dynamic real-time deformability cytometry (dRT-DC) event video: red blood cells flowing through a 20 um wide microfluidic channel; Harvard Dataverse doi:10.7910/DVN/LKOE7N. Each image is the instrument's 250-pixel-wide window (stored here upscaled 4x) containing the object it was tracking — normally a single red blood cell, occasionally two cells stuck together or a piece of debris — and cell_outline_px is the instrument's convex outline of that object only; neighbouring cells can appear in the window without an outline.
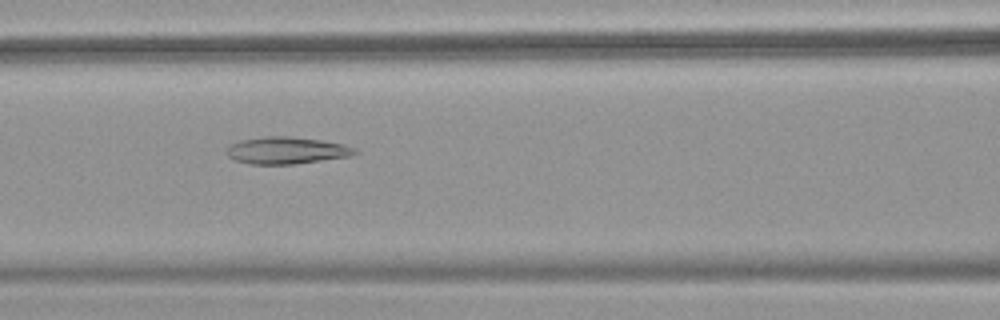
{"species": "common noctule bat (a hibernating species)", "species_latin": "Nyctalus noctula", "temperature_condition": "warm", "stored_images_in_passage": 43, "camera_frame_rate_fps": 3000, "um_per_image_px": 0.085, "animal": {"sex": "female", "body_mass_g": 18.4}, "frame": {"image": 1, "passage_image": 14, "time_ms": 4.333, "image_size_px": [1000, 320], "cell_outline_px": [[360, 152], [348, 156], [296, 164], [248, 164], [236, 160], [228, 156], [228, 144], [240, 140], [264, 136], [292, 136], [320, 140], [344, 144], [356, 148]], "centroid_in_image_um": [24.35, 12.78], "position_along_channel_um": 142.2, "area_um2": 20.23}}
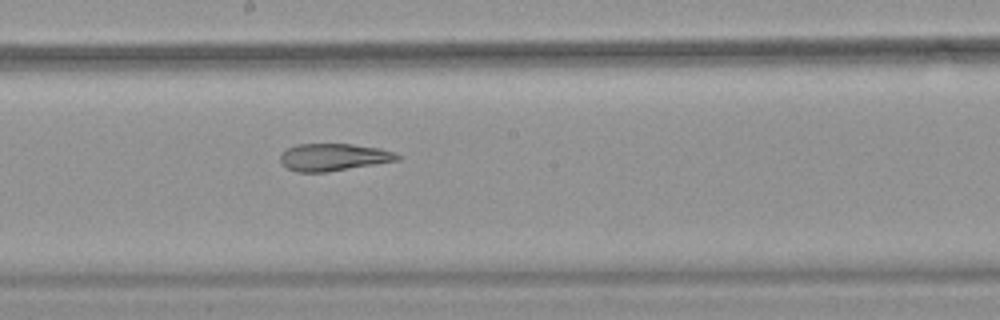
{"frame": {"image": 2, "passage_image": 20, "time_ms": 6.333, "image_size_px": [1000, 320], "cell_outline_px": [[404, 156], [400, 160], [328, 172], [296, 172], [288, 168], [280, 160], [280, 156], [288, 148], [296, 144], [352, 144], [380, 148], [396, 152]], "centroid_in_image_um": [28.42, 13.36], "position_along_channel_um": 219.8, "area_um2": 18.73}}
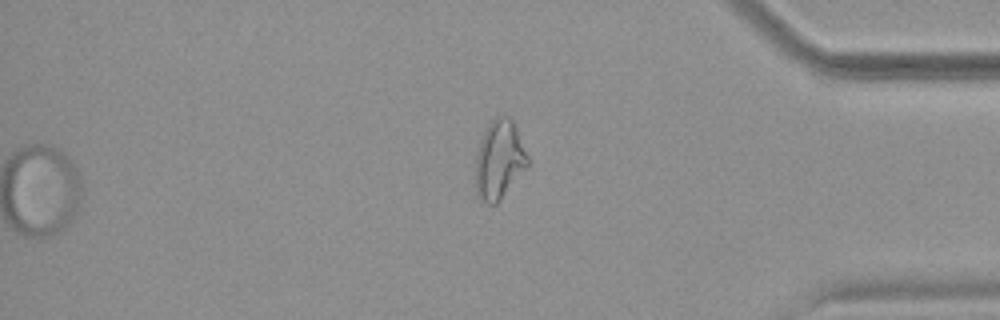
{"frame": {"image": 3, "passage_image": 35, "time_ms": 11.333, "image_size_px": [1000, 320], "cell_outline_px": [[528, 168], [496, 204], [488, 204], [480, 200], [476, 196], [476, 152], [484, 132], [488, 124], [496, 116], [508, 116], [512, 120], [516, 128], [528, 156]], "centroid_in_image_um": [42.44, 13.61], "position_along_channel_um": 392.8, "area_um2": 23.99}, "authors_computed_cell_mechanics": {"area_um2": 22.6576, "velocity_mm_per_s": 3.8973, "shape_relaxation_time_tau1_ms": null, "shape_relaxation_time_tau2_ms": 3.0218, "deformation_change_tau1": null, "deformation_change_tau2": 0.1252}}